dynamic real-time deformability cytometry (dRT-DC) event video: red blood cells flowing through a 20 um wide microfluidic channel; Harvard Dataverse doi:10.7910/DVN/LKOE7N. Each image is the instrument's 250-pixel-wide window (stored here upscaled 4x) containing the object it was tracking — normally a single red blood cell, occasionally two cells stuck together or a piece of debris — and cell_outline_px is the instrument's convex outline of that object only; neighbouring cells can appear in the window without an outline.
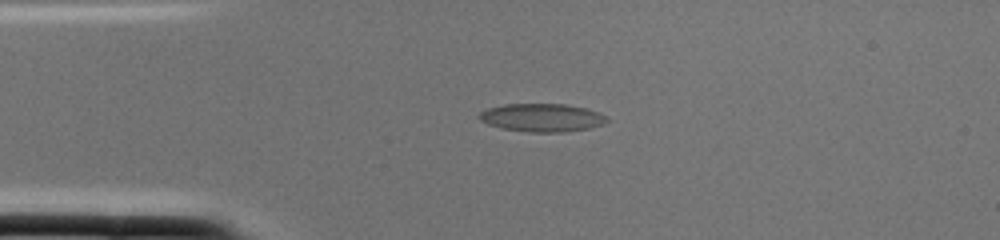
{"species": "common noctule bat (a hibernating species)", "species_latin": "Nyctalus noctula", "temperature_condition": "cold", "stored_images_in_passage": 1, "camera_frame_rate_fps": 3000, "um_per_image_px": 0.085, "animal": {"sex": "female", "body_mass_g": 22.0, "forearm_length_mm": 56.7}, "frame": {"image": 1, "passage_image": 1, "time_ms": 0.0, "image_size_px": [1000, 240], "cell_outline_px": [[608, 120], [604, 124], [588, 128], [564, 132], [528, 132], [500, 128], [488, 124], [480, 120], [476, 116], [480, 112], [488, 108], [504, 104], [564, 104], [584, 108], [596, 112], [604, 116]], "centroid_in_image_um": [46.0, 10.0], "position_along_channel_um": 39.0, "area_um2": 20.81}}